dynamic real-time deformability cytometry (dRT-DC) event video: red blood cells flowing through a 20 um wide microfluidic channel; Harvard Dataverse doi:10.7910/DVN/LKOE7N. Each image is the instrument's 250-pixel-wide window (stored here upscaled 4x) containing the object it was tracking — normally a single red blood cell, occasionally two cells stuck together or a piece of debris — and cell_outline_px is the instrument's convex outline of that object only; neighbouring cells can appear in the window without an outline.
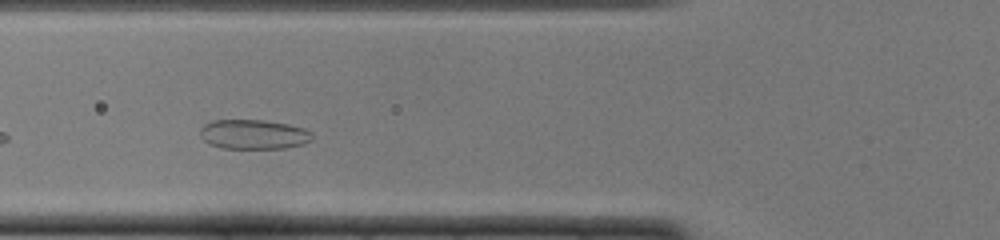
{"species": "common noctule bat (a hibernating species)", "species_latin": "Nyctalus noctula", "temperature_condition": "cold", "stored_images_in_passage": 12, "camera_frame_rate_fps": 3000, "um_per_image_px": 0.085, "animal": {"sex": "female", "body_mass_g": 22.0, "forearm_length_mm": 56.7}, "frame": {"image": 1, "passage_image": 6, "time_ms": 1.667, "image_size_px": [1000, 240], "cell_outline_px": [[312, 140], [304, 144], [288, 148], [220, 148], [208, 144], [200, 136], [200, 128], [204, 124], [212, 120], [264, 120], [288, 124], [304, 128], [312, 132]], "centroid_in_image_um": [21.55, 11.42], "position_along_channel_um": 104.2, "area_um2": 19.54}}
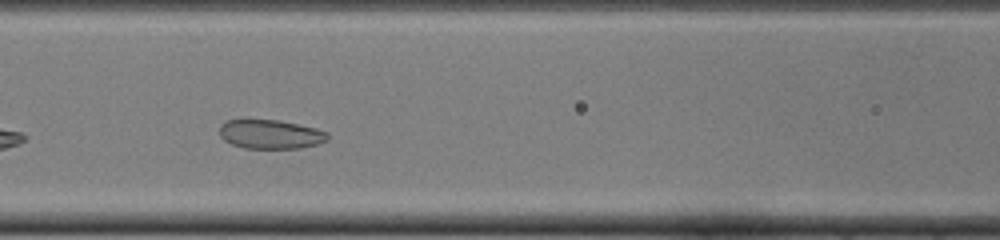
{"frame": {"image": 2, "passage_image": 9, "time_ms": 2.667, "image_size_px": [1000, 240], "cell_outline_px": [[328, 140], [316, 144], [300, 148], [244, 148], [232, 144], [224, 140], [220, 136], [220, 124], [228, 120], [276, 120], [316, 128], [328, 132]], "centroid_in_image_um": [22.98, 11.41], "position_along_channel_um": 143.6, "area_um2": 18.15}}